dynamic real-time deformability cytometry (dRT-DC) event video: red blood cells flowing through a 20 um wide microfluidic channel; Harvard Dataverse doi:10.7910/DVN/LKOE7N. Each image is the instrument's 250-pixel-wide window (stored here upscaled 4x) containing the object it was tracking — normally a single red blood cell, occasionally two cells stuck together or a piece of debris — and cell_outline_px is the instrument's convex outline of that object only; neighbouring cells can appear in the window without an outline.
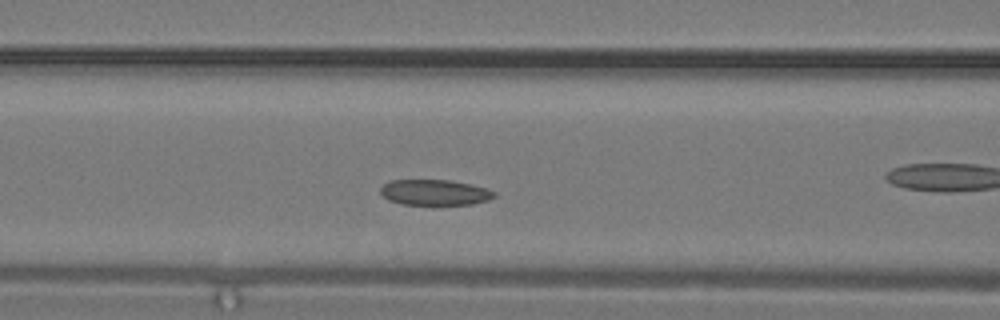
{"species": "common noctule bat (a hibernating species)", "species_latin": "Nyctalus noctula", "temperature_condition": "warm", "stored_images_in_passage": 10, "camera_frame_rate_fps": 3000, "um_per_image_px": 0.085, "animal": {"sex": "male", "body_mass_g": 19.2, "forearm_length_mm": 51.8}, "frame": {"image": 1, "passage_image": 7, "time_ms": 2.0, "image_size_px": [1000, 320], "cell_outline_px": [[496, 196], [488, 200], [472, 204], [400, 204], [388, 200], [380, 192], [380, 188], [384, 184], [392, 180], [448, 180], [472, 184], [488, 188], [496, 192]], "centroid_in_image_um": [36.98, 16.35], "position_along_channel_um": 129.6, "area_um2": 16.99}}
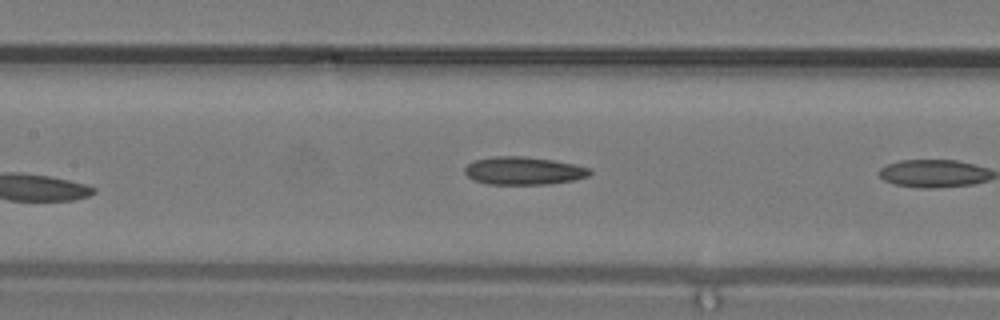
{"frame": {"image": 2, "passage_image": 10, "time_ms": 3.0, "image_size_px": [1000, 320], "cell_outline_px": [[592, 172], [588, 176], [572, 180], [548, 184], [488, 184], [472, 180], [464, 172], [464, 168], [468, 164], [476, 160], [496, 156], [524, 156], [552, 160], [592, 168]], "centroid_in_image_um": [44.49, 14.52], "position_along_channel_um": 162.9, "area_um2": 20.23}}